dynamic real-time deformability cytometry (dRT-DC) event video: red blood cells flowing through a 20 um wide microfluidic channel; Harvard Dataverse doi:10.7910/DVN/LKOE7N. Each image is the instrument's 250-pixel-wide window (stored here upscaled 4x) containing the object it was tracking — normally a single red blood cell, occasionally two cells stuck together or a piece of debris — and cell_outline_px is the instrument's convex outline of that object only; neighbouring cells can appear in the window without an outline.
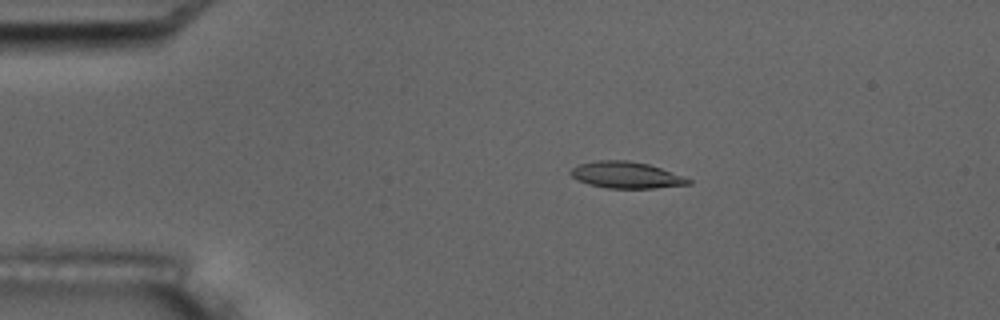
{"species": "common noctule bat (a hibernating species)", "species_latin": "Nyctalus noctula", "temperature_condition": "room temperature", "stored_images_in_passage": 6, "camera_frame_rate_fps": 3000, "um_per_image_px": 0.085, "animal": {"sex": "male", "body_mass_g": 17.5, "forearm_length_mm": 52.3}, "frame": {"image": 1, "passage_image": 3, "time_ms": 2.333, "image_size_px": [1000, 320], "cell_outline_px": [[692, 184], [652, 188], [608, 188], [588, 184], [572, 176], [568, 172], [576, 164], [596, 160], [628, 160], [648, 164], [660, 168], [692, 180]], "centroid_in_image_um": [53.18, 14.87], "position_along_channel_um": 31.8, "area_um2": 18.09}}
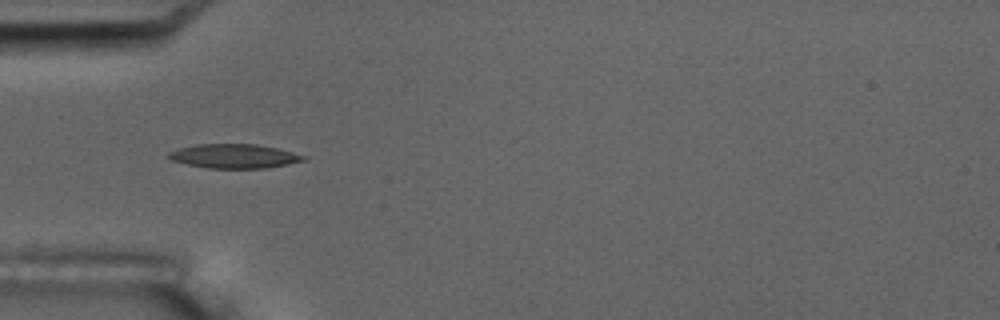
{"frame": {"image": 2, "passage_image": 5, "time_ms": 4.667, "image_size_px": [1000, 320], "cell_outline_px": [[308, 160], [288, 164], [264, 168], [208, 168], [188, 164], [172, 160], [168, 156], [168, 152], [180, 148], [196, 144], [256, 144], [276, 148], [292, 152], [304, 156]], "centroid_in_image_um": [19.91, 13.27], "position_along_channel_um": 65.1, "area_um2": 18.79}}